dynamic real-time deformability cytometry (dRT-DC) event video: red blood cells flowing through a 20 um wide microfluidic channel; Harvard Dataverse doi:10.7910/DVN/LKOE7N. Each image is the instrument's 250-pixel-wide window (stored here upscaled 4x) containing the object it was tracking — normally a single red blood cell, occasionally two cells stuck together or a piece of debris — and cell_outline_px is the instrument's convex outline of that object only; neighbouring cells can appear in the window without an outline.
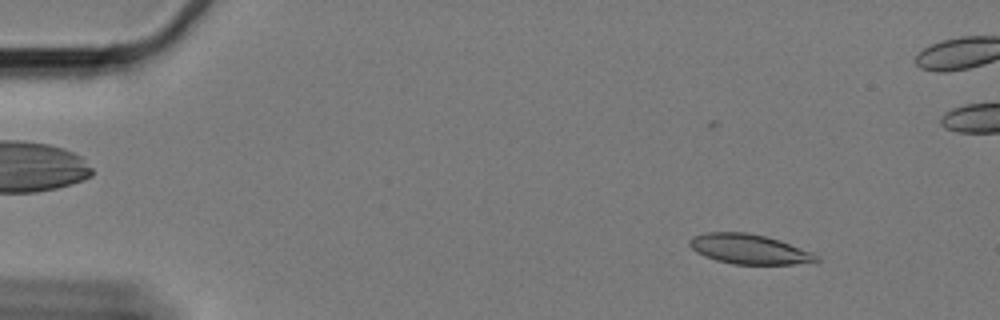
{"species": "Egyptian fruit bat (a non-hibernating species)", "species_latin": "Rousettus aegyptiacus", "temperature_condition": "cold", "stored_images_in_passage": 56, "camera_frame_rate_fps": 3000, "um_per_image_px": 0.085, "animal": {"sex": "female"}, "frame": {"image": 1, "passage_image": 1, "time_ms": 0.0, "image_size_px": [1000, 320], "cell_outline_px": [[820, 260], [816, 264], [732, 264], [716, 260], [704, 256], [696, 252], [688, 244], [688, 240], [692, 236], [704, 232], [744, 232], [764, 236], [780, 240], [812, 252], [820, 256]], "centroid_in_image_um": [63.71, 21.18], "position_along_channel_um": 21.3, "area_um2": 22.37}}
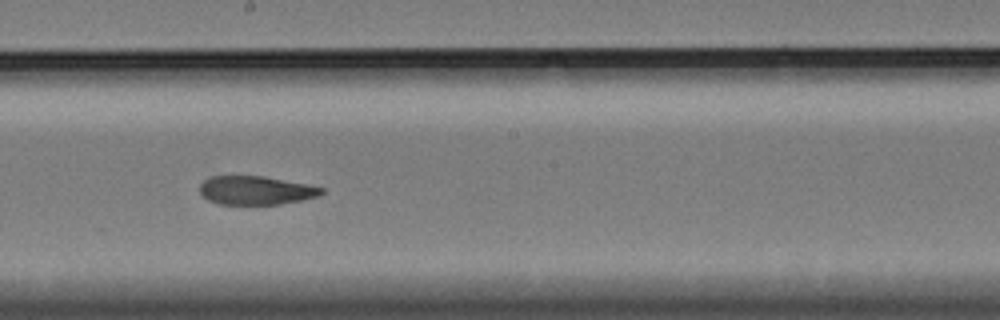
{"frame": {"image": 2, "passage_image": 28, "time_ms": 9.0, "image_size_px": [1000, 320], "cell_outline_px": [[324, 192], [320, 196], [280, 204], [220, 204], [208, 200], [200, 192], [200, 184], [208, 176], [264, 176], [324, 188]], "centroid_in_image_um": [21.73, 16.18], "position_along_channel_um": 226.5, "area_um2": 20.17}}
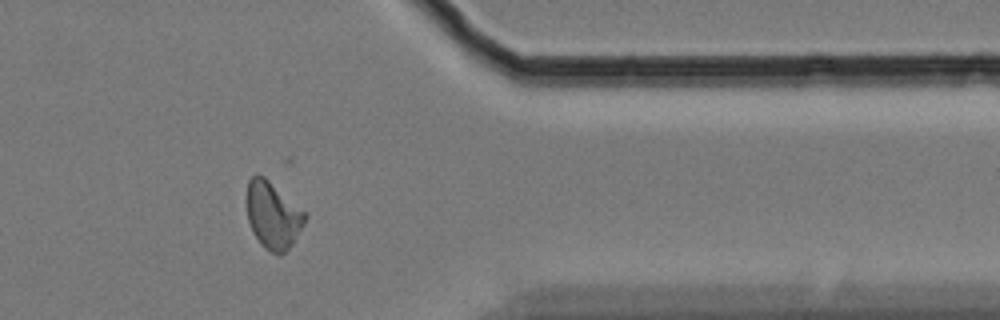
{"frame": {"image": 3, "passage_image": 44, "time_ms": 14.333, "image_size_px": [1000, 320], "cell_outline_px": [[308, 216], [304, 224], [292, 244], [280, 256], [264, 248], [260, 244], [252, 232], [248, 220], [248, 180], [256, 172], [264, 176], [304, 212]], "centroid_in_image_um": [23.19, 18.31], "position_along_channel_um": 388.2, "area_um2": 22.37}, "authors_computed_cell_mechanics": {"area_um2": 22.2241, "velocity_mm_per_s": 3.2817, "shape_relaxation_time_tau1_ms": 11.0014, "shape_relaxation_time_tau2_ms": 4.0485, "deformation_change_tau1": 0.2145, "deformation_change_tau2": 0.0984}}